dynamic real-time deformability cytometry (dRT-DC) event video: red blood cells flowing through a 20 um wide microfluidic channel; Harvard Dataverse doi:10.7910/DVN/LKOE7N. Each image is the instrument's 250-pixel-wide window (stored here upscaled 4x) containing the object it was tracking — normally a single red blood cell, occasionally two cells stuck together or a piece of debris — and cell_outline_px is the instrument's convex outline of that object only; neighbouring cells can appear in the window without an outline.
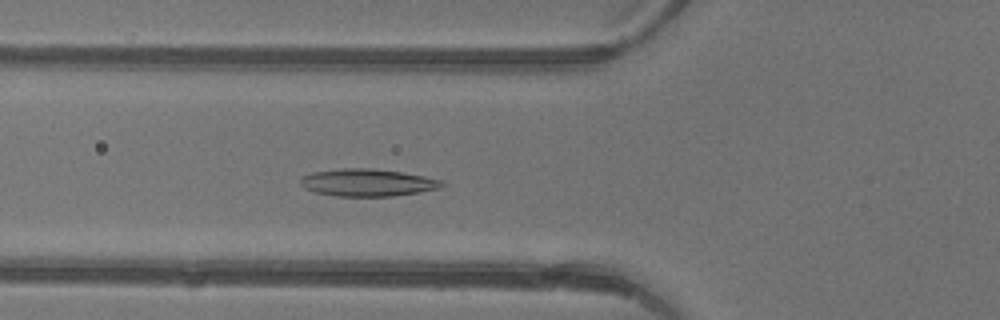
{"species": "common noctule bat (a hibernating species)", "species_latin": "Nyctalus noctula", "temperature_condition": "warm", "stored_images_in_passage": 46, "camera_frame_rate_fps": 3000, "um_per_image_px": 0.085, "animal": {"sex": "female"}, "frame": {"image": 1, "passage_image": 17, "time_ms": 5.333, "image_size_px": [1000, 320], "cell_outline_px": [[448, 184], [440, 188], [420, 192], [392, 196], [336, 196], [316, 192], [304, 188], [300, 184], [300, 180], [304, 176], [312, 172], [340, 168], [368, 168], [400, 172], [424, 176], [444, 180]], "centroid_in_image_um": [31.28, 15.52], "position_along_channel_um": 94.5, "area_um2": 22.6}}
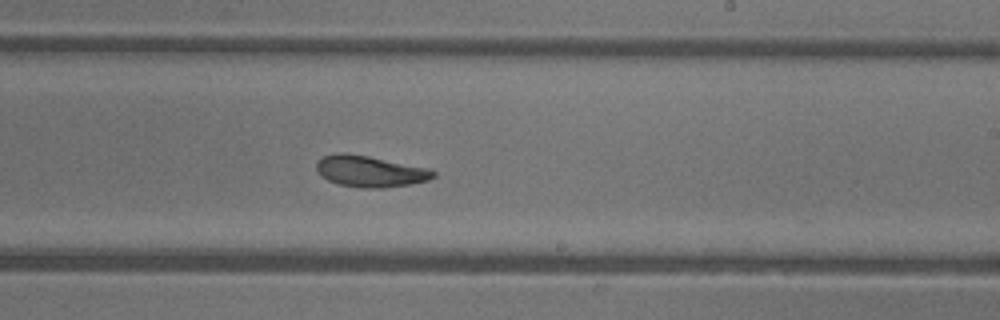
{"frame": {"image": 2, "passage_image": 28, "time_ms": 9.0, "image_size_px": [1000, 320], "cell_outline_px": [[436, 176], [428, 180], [408, 184], [384, 188], [360, 188], [340, 184], [328, 180], [316, 168], [316, 164], [324, 156], [336, 152], [344, 152], [368, 156], [428, 168], [436, 172]], "centroid_in_image_um": [31.47, 14.56], "position_along_channel_um": 257.5, "area_um2": 21.04}}
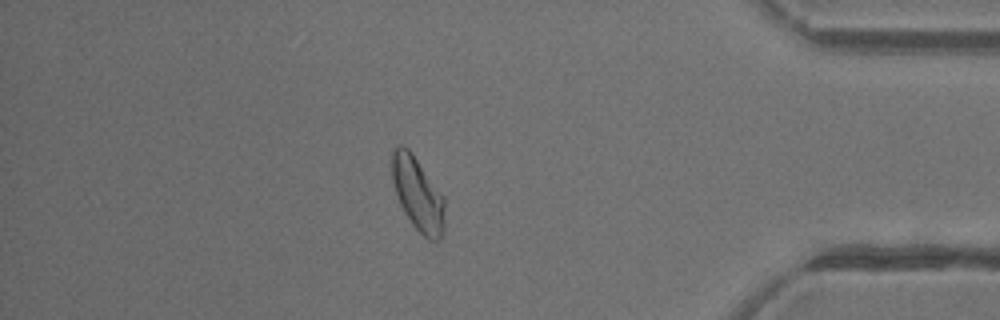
{"frame": {"image": 3, "passage_image": 40, "time_ms": 13.0, "image_size_px": [1000, 320], "cell_outline_px": [[444, 232], [440, 240], [428, 240], [412, 224], [404, 212], [400, 204], [392, 180], [392, 148], [400, 144], [408, 148], [412, 152], [444, 196]], "centroid_in_image_um": [35.52, 16.48], "position_along_channel_um": 399.7, "area_um2": 22.72}, "authors_computed_cell_mechanics": {"area_um2": 22.3975, "velocity_mm_per_s": 4.4408, "shape_relaxation_time_tau1_ms": 5.0654, "shape_relaxation_time_tau2_ms": 2.6865, "deformation_change_tau1": 0.1937, "deformation_change_tau2": 0.1015}}